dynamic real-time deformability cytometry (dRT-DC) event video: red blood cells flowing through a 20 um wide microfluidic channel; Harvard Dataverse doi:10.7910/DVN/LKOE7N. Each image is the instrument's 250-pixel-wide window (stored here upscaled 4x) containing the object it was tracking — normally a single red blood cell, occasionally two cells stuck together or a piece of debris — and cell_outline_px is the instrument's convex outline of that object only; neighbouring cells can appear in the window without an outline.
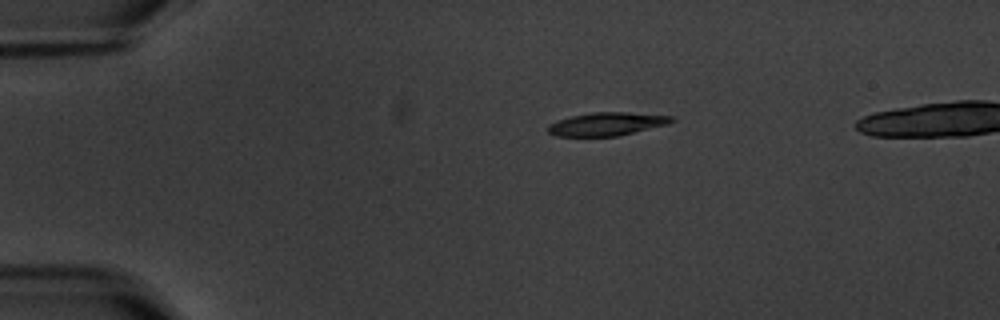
{"species": "common noctule bat (a hibernating species)", "species_latin": "Nyctalus noctula", "temperature_condition": "warm", "stored_images_in_passage": 4, "camera_frame_rate_fps": 3000, "um_per_image_px": 0.085, "animal": {"sex": "male", "body_mass_g": 20.1, "forearm_length_mm": 53.5}, "frame": {"image": 1, "passage_image": 1, "time_ms": 0.0, "image_size_px": [1000, 320], "cell_outline_px": [[676, 120], [668, 124], [616, 136], [556, 136], [548, 132], [548, 124], [572, 116], [592, 112], [628, 112], [672, 116]], "centroid_in_image_um": [51.59, 10.53], "position_along_channel_um": 33.4, "area_um2": 16.53}}